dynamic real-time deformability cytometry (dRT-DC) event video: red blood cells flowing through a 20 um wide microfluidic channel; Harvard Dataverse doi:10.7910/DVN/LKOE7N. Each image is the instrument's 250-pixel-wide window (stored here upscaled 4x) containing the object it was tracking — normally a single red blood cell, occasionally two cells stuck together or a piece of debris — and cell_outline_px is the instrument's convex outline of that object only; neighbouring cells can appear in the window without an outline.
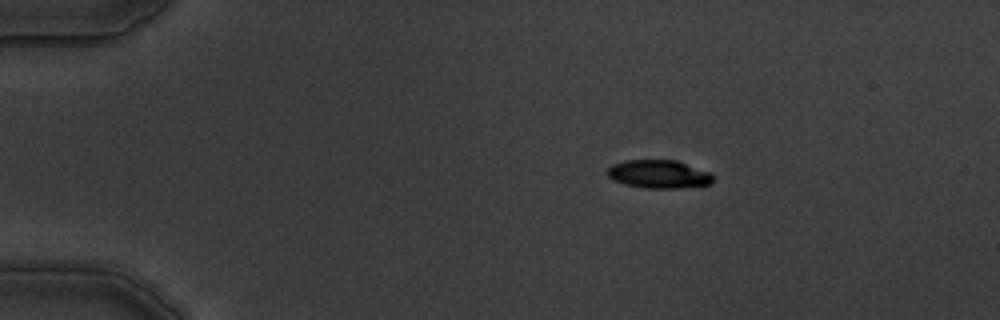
{"species": "common noctule bat (a hibernating species)", "species_latin": "Nyctalus noctula", "temperature_condition": "warm", "stored_images_in_passage": 3, "camera_frame_rate_fps": 3000, "um_per_image_px": 0.085, "animal": {"sex": "male", "body_mass_g": 19.5, "forearm_length_mm": 54.6}, "frame": {"image": 1, "passage_image": 1, "time_ms": 0.0, "image_size_px": [1000, 320], "cell_outline_px": [[712, 184], [680, 188], [644, 188], [624, 184], [612, 180], [608, 176], [608, 168], [612, 164], [624, 160], [676, 160], [712, 172]], "centroid_in_image_um": [56.0, 14.8], "position_along_channel_um": 29.0, "area_um2": 17.57}}
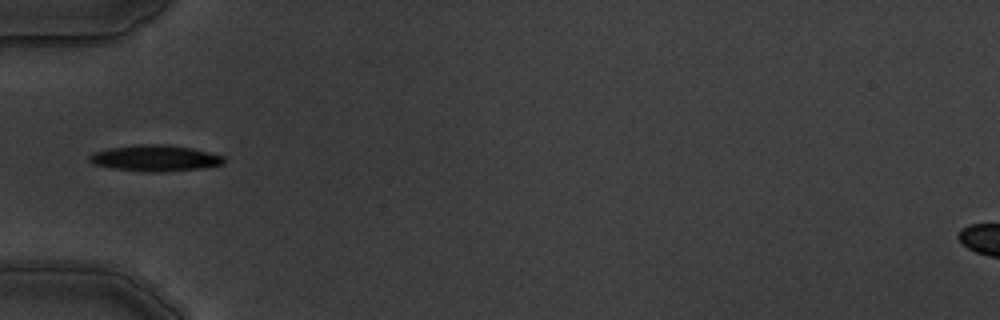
{"frame": {"image": 2, "passage_image": 3, "time_ms": 3.0, "image_size_px": [1000, 320], "cell_outline_px": [[224, 164], [200, 168], [164, 172], [152, 172], [112, 168], [92, 164], [88, 160], [88, 156], [92, 152], [108, 148], [140, 144], [164, 144], [192, 148], [224, 156]], "centroid_in_image_um": [13.15, 13.44], "position_along_channel_um": 71.9, "area_um2": 20.52}}